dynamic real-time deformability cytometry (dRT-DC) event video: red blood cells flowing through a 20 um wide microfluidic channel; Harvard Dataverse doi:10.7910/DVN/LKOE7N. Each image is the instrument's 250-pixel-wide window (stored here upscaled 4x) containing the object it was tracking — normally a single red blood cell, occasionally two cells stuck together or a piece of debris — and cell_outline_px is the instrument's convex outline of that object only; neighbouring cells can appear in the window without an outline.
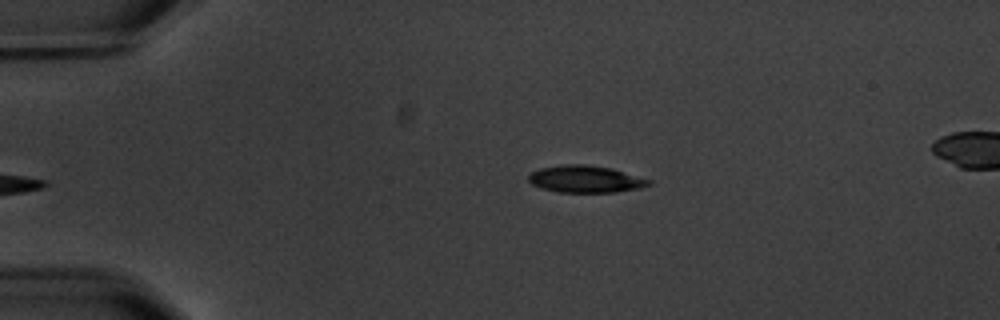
{"species": "common noctule bat (a hibernating species)", "species_latin": "Nyctalus noctula", "temperature_condition": "warm", "stored_images_in_passage": 4, "camera_frame_rate_fps": 3000, "um_per_image_px": 0.085, "animal": {"sex": "male", "body_mass_g": 20.1, "forearm_length_mm": 53.5}, "frame": {"image": 1, "passage_image": 4, "time_ms": 5.0, "image_size_px": [1000, 320], "cell_outline_px": [[652, 184], [640, 188], [616, 192], [556, 192], [540, 188], [532, 184], [528, 180], [528, 176], [532, 172], [540, 168], [564, 164], [584, 164], [612, 168], [652, 180]], "centroid_in_image_um": [49.77, 15.22], "position_along_channel_um": 35.2, "area_um2": 19.07}}